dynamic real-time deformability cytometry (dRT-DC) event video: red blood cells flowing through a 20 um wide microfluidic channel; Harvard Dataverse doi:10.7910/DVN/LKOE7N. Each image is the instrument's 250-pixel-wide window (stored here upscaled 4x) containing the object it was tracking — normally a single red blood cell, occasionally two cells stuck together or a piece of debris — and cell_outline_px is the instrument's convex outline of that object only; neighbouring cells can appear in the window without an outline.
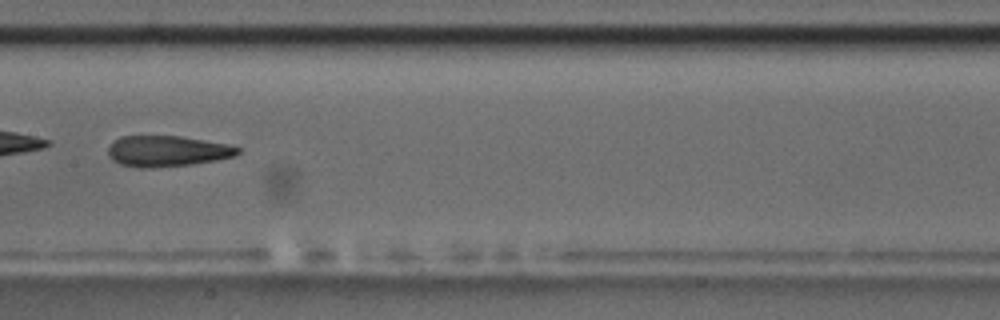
{"species": "common noctule bat (a hibernating species)", "species_latin": "Nyctalus noctula", "temperature_condition": "room temperature", "stored_images_in_passage": 38, "camera_frame_rate_fps": 3000, "um_per_image_px": 0.085, "animal": {"sex": "male", "body_mass_g": 17.5, "forearm_length_mm": 52.3}, "frame": {"image": 1, "passage_image": 12, "time_ms": 3.667, "image_size_px": [1000, 320], "cell_outline_px": [[240, 152], [236, 156], [216, 160], [192, 164], [152, 168], [136, 168], [120, 164], [112, 160], [108, 156], [108, 148], [120, 136], [180, 136], [228, 144], [240, 148]], "centroid_in_image_um": [14.21, 12.85], "position_along_channel_um": 193.2, "area_um2": 23.41}, "authors_computed_cell_mechanics": {"area_um2": 23.9292, "velocity_mm_per_s": 3.5977, "shape_relaxation_time_tau1_ms": null, "shape_relaxation_time_tau2_ms": 3.3665, "deformation_change_tau1": null, "deformation_change_tau2": 0.1358}}